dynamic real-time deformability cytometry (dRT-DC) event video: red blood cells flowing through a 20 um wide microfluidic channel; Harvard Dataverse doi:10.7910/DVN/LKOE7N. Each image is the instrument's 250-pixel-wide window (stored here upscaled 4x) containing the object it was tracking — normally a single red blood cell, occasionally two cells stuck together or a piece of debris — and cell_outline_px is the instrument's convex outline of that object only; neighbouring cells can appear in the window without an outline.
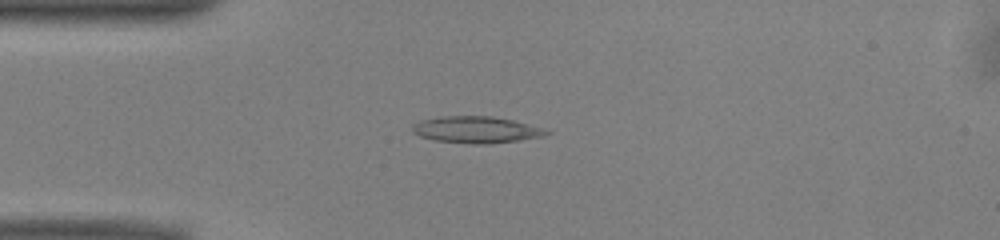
{"species": "common noctule bat (a hibernating species)", "species_latin": "Nyctalus noctula", "temperature_condition": "warm", "stored_images_in_passage": 39, "camera_frame_rate_fps": 3000, "um_per_image_px": 0.085, "animal": {"sex": "male", "body_mass_g": 13.0, "forearm_length_mm": 53.1}, "frame": {"image": 1, "passage_image": 1, "time_ms": 0.0, "image_size_px": [1000, 240], "cell_outline_px": [[552, 132], [544, 136], [492, 144], [472, 144], [436, 140], [420, 136], [412, 132], [412, 124], [420, 120], [440, 116], [492, 116], [512, 120], [540, 128]], "centroid_in_image_um": [40.43, 11.02], "position_along_channel_um": 44.6, "area_um2": 20.69}}
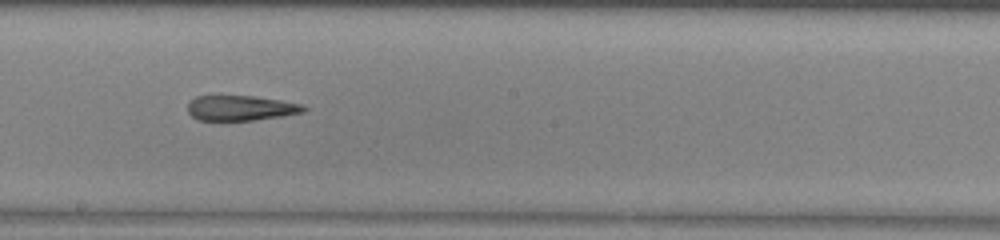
{"frame": {"image": 2, "passage_image": 16, "time_ms": 5.0, "image_size_px": [1000, 240], "cell_outline_px": [[308, 108], [304, 112], [284, 116], [252, 120], [196, 120], [188, 112], [188, 104], [196, 96], [252, 96], [280, 100], [304, 104]], "centroid_in_image_um": [20.5, 9.18], "position_along_channel_um": 227.7, "area_um2": 16.99}}
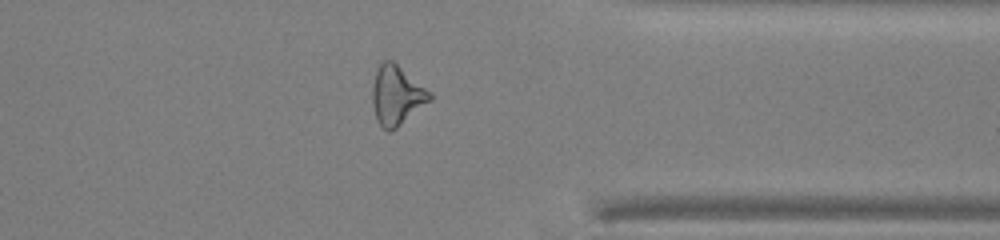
{"frame": {"image": 3, "passage_image": 28, "time_ms": 9.0, "image_size_px": [1000, 240], "cell_outline_px": [[432, 100], [392, 132], [388, 132], [376, 120], [372, 104], [372, 88], [376, 72], [380, 60], [392, 60], [432, 92]], "centroid_in_image_um": [33.72, 8.11], "position_along_channel_um": 377.7, "area_um2": 20.11}, "authors_computed_cell_mechanics": {"area_um2": 19.0162, "velocity_mm_per_s": 3.9905, "shape_relaxation_time_tau1_ms": null, "shape_relaxation_time_tau2_ms": 7.4318, "deformation_change_tau1": null, "deformation_change_tau2": 0.2294}}